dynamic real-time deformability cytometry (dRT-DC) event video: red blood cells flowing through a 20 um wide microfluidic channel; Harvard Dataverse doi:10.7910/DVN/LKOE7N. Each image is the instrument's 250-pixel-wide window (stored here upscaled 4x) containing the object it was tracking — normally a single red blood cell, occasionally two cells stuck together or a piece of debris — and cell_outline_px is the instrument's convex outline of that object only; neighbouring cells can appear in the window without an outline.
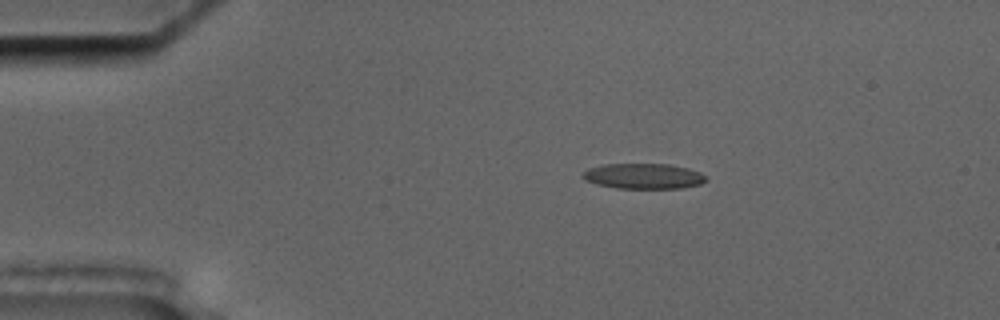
{"species": "common noctule bat (a hibernating species)", "species_latin": "Nyctalus noctula", "temperature_condition": "cold", "stored_images_in_passage": 49, "camera_frame_rate_fps": 3000, "um_per_image_px": 0.085, "animal": {"sex": "male", "body_mass_g": 17.5, "forearm_length_mm": 52.3}, "frame": {"image": 1, "passage_image": 3, "time_ms": 0.667, "image_size_px": [1000, 320], "cell_outline_px": [[708, 180], [700, 184], [684, 188], [616, 188], [596, 184], [584, 180], [580, 176], [588, 168], [604, 164], [668, 164], [688, 168], [700, 172], [708, 176]], "centroid_in_image_um": [54.71, 14.97], "position_along_channel_um": 30.3, "area_um2": 18.44}}
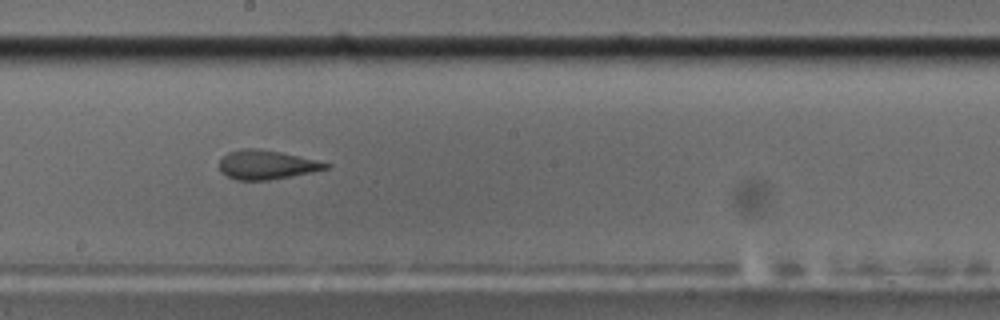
{"frame": {"image": 2, "passage_image": 24, "time_ms": 7.667, "image_size_px": [1000, 320], "cell_outline_px": [[332, 164], [328, 168], [312, 172], [268, 180], [236, 180], [220, 172], [220, 160], [228, 152], [240, 148], [256, 148], [280, 152], [316, 160]], "centroid_in_image_um": [22.63, 14.0], "position_along_channel_um": 225.6, "area_um2": 17.92}}
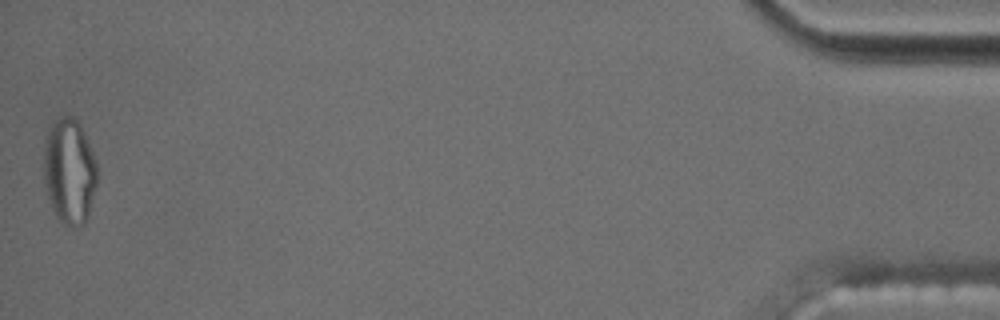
{"frame": {"image": 3, "passage_image": 49, "time_ms": 16.0, "image_size_px": [1000, 320], "cell_outline_px": [[96, 184], [88, 212], [84, 224], [72, 228], [60, 220], [56, 216], [52, 208], [48, 196], [44, 180], [44, 140], [52, 124], [60, 116], [72, 116], [80, 124], [96, 160]], "centroid_in_image_um": [5.88, 14.54], "position_along_channel_um": 429.3, "area_um2": 32.48}, "authors_computed_cell_mechanics": {"area_um2": 18.9584, "velocity_mm_per_s": 3.5457, "shape_relaxation_time_tau1_ms": null, "shape_relaxation_time_tau2_ms": 3.0833, "deformation_change_tau1": null, "deformation_change_tau2": 0.1108}}